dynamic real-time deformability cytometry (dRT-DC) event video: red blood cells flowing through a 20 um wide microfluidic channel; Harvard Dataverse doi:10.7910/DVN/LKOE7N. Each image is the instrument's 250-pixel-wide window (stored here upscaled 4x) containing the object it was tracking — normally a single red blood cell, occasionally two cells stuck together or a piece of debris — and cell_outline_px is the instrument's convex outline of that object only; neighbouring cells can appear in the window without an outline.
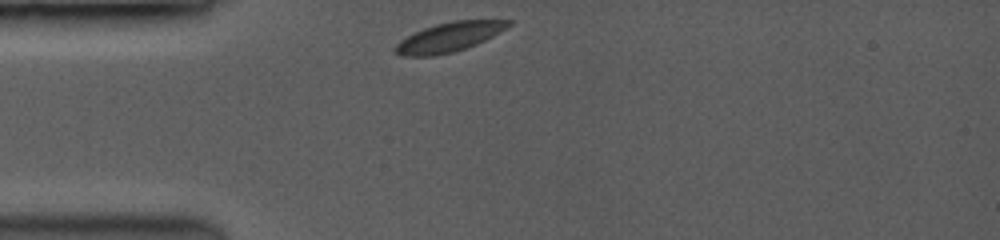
{"species": "common noctule bat (a hibernating species)", "species_latin": "Nyctalus noctula", "temperature_condition": "room temperature", "stored_images_in_passage": 11, "camera_frame_rate_fps": 3500, "um_per_image_px": 0.085, "animal": {"sex": "female", "body_mass_g": 19.0, "forearm_length_mm": 53.3}, "frame": {"image": 1, "passage_image": 1, "time_ms": 0.0, "image_size_px": [1000, 240], "cell_outline_px": [[512, 24], [500, 32], [476, 44], [452, 52], [432, 56], [404, 56], [396, 52], [392, 48], [400, 40], [424, 28], [436, 24], [452, 20], [512, 20]], "centroid_in_image_um": [38.17, 3.14], "position_along_channel_um": 46.8, "area_um2": 19.13}}
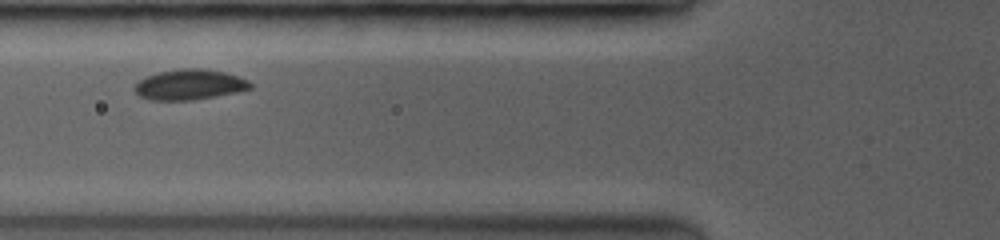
{"frame": {"image": 2, "passage_image": 5, "time_ms": 2.0, "image_size_px": [1000, 240], "cell_outline_px": [[252, 88], [236, 92], [188, 100], [152, 100], [140, 96], [136, 92], [136, 84], [144, 76], [160, 72], [180, 68], [200, 68], [224, 72], [248, 80], [252, 84]], "centroid_in_image_um": [16.1, 7.18], "position_along_channel_um": 109.7, "area_um2": 20.11}}
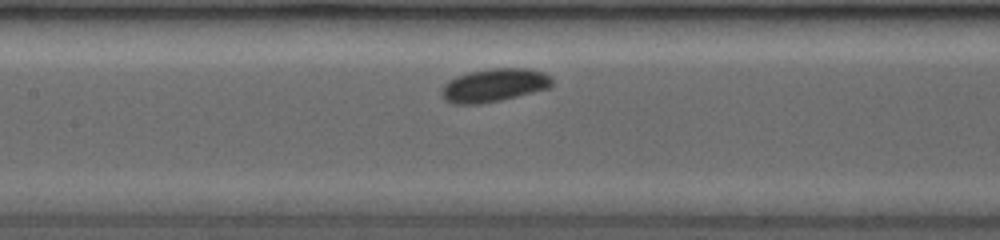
{"frame": {"image": 3, "passage_image": 8, "time_ms": 3.429, "image_size_px": [1000, 240], "cell_outline_px": [[552, 84], [548, 88], [500, 100], [476, 104], [460, 104], [448, 100], [444, 96], [444, 84], [448, 80], [456, 76], [468, 72], [492, 68], [528, 68], [544, 72], [552, 80]], "centroid_in_image_um": [42.03, 7.22], "position_along_channel_um": 165.4, "area_um2": 20.87}}